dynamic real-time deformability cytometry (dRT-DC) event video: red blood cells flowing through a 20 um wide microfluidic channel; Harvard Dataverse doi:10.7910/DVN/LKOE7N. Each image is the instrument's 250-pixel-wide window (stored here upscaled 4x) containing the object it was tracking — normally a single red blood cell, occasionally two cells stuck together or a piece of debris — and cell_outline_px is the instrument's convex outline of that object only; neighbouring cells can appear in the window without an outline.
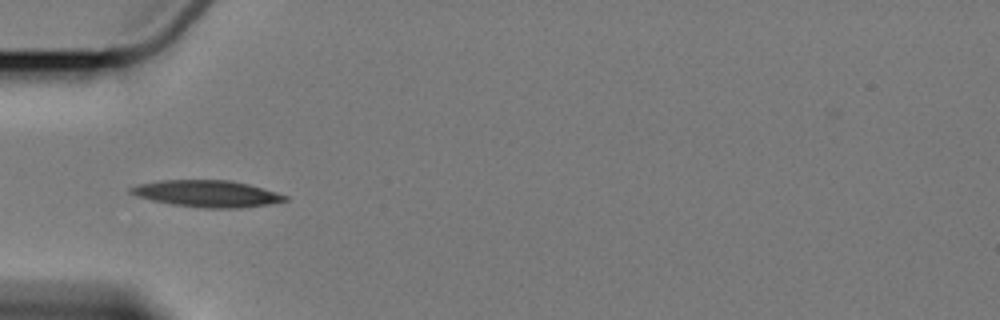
{"species": "Egyptian fruit bat (a non-hibernating species)", "species_latin": "Rousettus aegyptiacus", "temperature_condition": "cold", "stored_images_in_passage": 8, "camera_frame_rate_fps": 3000, "um_per_image_px": 0.085, "animal": {"sex": "female"}, "frame": {"image": 1, "passage_image": 5, "time_ms": 6.0, "image_size_px": [1000, 320], "cell_outline_px": [[288, 200], [268, 204], [240, 208], [204, 208], [172, 204], [152, 200], [136, 196], [128, 192], [128, 188], [140, 184], [160, 180], [232, 180], [248, 184], [276, 192], [288, 196]], "centroid_in_image_um": [17.59, 16.46], "position_along_channel_um": 67.4, "area_um2": 23.93}}
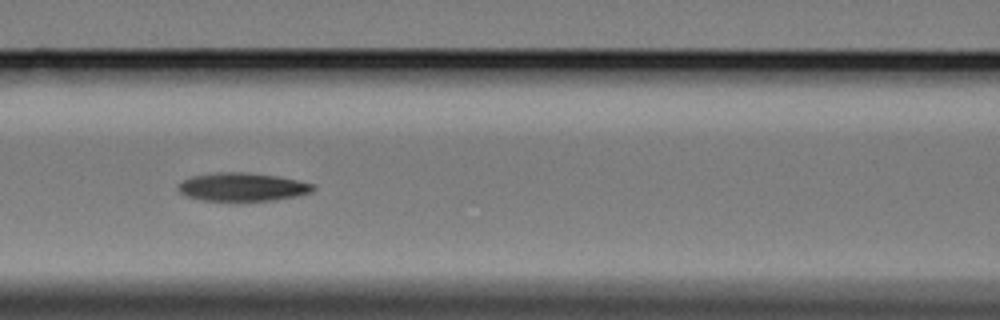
{"frame": {"image": 2, "passage_image": 7, "time_ms": 8.333, "image_size_px": [1000, 320], "cell_outline_px": [[316, 188], [312, 192], [296, 196], [276, 200], [200, 200], [184, 196], [176, 188], [184, 180], [192, 176], [216, 172], [248, 172], [276, 176], [296, 180], [312, 184]], "centroid_in_image_um": [20.58, 15.89], "position_along_channel_um": 146.0, "area_um2": 22.14}}
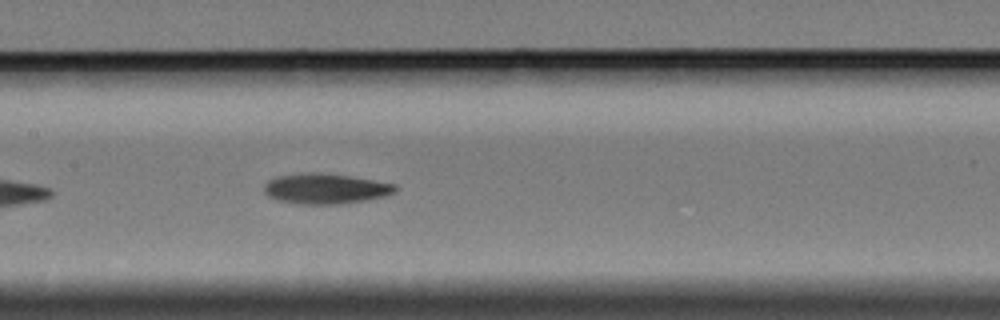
{"frame": {"image": 3, "passage_image": 8, "time_ms": 9.333, "image_size_px": [1000, 320], "cell_outline_px": [[396, 192], [384, 196], [364, 200], [336, 204], [300, 204], [280, 200], [268, 196], [264, 192], [264, 184], [268, 180], [276, 176], [308, 172], [316, 172], [352, 176], [396, 184]], "centroid_in_image_um": [27.65, 16.02], "position_along_channel_um": 179.7, "area_um2": 23.12}}